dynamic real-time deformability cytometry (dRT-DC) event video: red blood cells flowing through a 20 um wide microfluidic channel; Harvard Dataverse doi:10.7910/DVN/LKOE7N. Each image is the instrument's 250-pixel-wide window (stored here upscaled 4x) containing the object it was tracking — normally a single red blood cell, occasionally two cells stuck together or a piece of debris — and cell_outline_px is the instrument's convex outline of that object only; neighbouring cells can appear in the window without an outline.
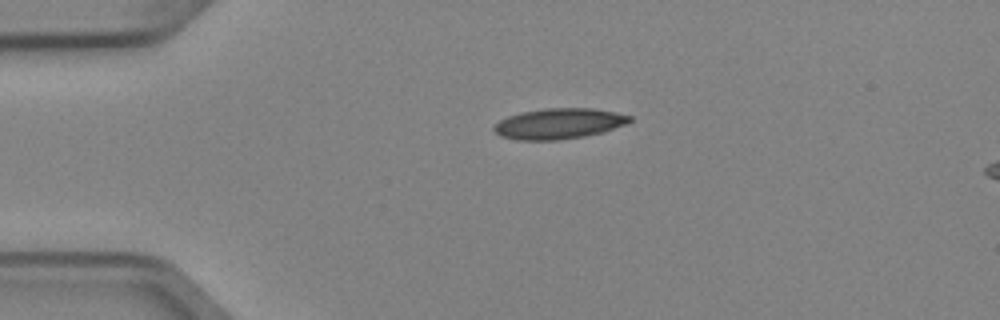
{"species": "Egyptian fruit bat (a non-hibernating species)", "species_latin": "Rousettus aegyptiacus", "temperature_condition": "cold", "stored_images_in_passage": 2, "camera_frame_rate_fps": 3000, "um_per_image_px": 0.085, "animal": {"sex": "female"}, "frame": {"image": 1, "passage_image": 1, "time_ms": 0.0, "image_size_px": [1000, 320], "cell_outline_px": [[632, 120], [624, 124], [604, 132], [584, 136], [556, 140], [516, 140], [500, 136], [492, 128], [500, 120], [508, 116], [520, 112], [548, 108], [592, 108], [616, 112], [632, 116]], "centroid_in_image_um": [47.5, 10.51], "position_along_channel_um": 37.5, "area_um2": 24.16}}